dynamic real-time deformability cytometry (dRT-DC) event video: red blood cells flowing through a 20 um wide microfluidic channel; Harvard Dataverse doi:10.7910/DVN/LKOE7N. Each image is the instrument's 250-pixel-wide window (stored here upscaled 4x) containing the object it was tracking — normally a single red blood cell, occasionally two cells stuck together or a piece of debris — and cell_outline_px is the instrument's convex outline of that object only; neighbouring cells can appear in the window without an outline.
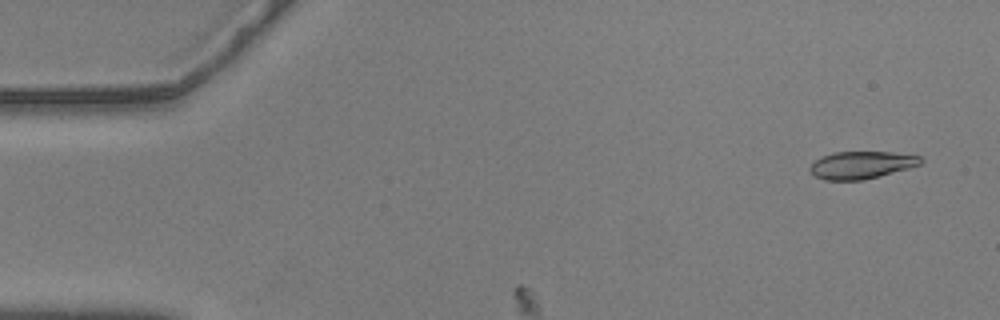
{"species": "common noctule bat (a hibernating species)", "species_latin": "Nyctalus noctula", "temperature_condition": "warm", "stored_images_in_passage": 16, "camera_frame_rate_fps": 3000, "um_per_image_px": 0.085, "animal": {"sex": "male", "body_mass_g": 20.5, "forearm_length_mm": 52.5}, "frame": {"image": 1, "passage_image": 3, "time_ms": 0.667, "image_size_px": [1000, 320], "cell_outline_px": [[924, 160], [920, 164], [908, 168], [864, 180], [824, 180], [816, 176], [808, 168], [816, 160], [824, 156], [836, 152], [892, 152], [920, 156]], "centroid_in_image_um": [73.24, 14.02], "position_along_channel_um": 11.8, "area_um2": 17.46}}